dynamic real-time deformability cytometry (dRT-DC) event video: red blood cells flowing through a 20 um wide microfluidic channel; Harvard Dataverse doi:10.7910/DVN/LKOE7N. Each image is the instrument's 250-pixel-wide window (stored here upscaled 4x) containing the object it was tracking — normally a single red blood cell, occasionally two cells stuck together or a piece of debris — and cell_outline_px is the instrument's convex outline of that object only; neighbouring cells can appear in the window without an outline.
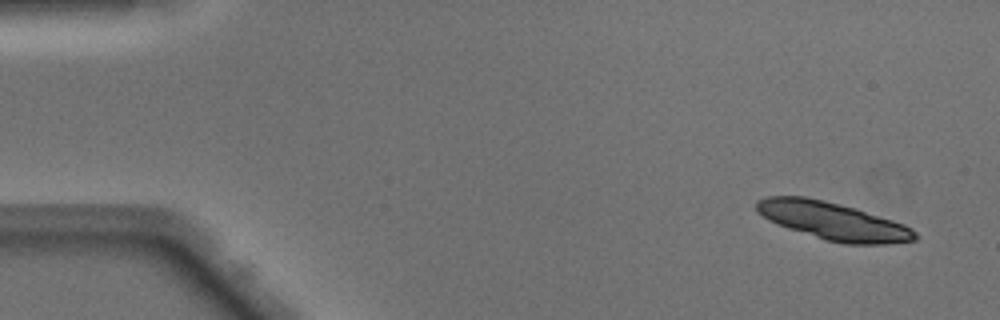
{"species": "Egyptian fruit bat (a non-hibernating species)", "species_latin": "Rousettus aegyptiacus", "temperature_condition": "warm", "stored_images_in_passage": 3, "camera_frame_rate_fps": 3000, "um_per_image_px": 0.085, "animal": {"sex": "male"}, "frame": {"image": 1, "passage_image": 1, "time_ms": 0.0, "image_size_px": [1000, 320], "cell_outline_px": [[920, 236], [916, 240], [884, 244], [844, 244], [824, 240], [776, 224], [768, 220], [756, 212], [756, 200], [768, 196], [804, 196], [824, 200], [856, 208], [904, 224], [912, 228]], "centroid_in_image_um": [70.79, 18.79], "position_along_channel_um": 14.2, "area_um2": 35.03}}